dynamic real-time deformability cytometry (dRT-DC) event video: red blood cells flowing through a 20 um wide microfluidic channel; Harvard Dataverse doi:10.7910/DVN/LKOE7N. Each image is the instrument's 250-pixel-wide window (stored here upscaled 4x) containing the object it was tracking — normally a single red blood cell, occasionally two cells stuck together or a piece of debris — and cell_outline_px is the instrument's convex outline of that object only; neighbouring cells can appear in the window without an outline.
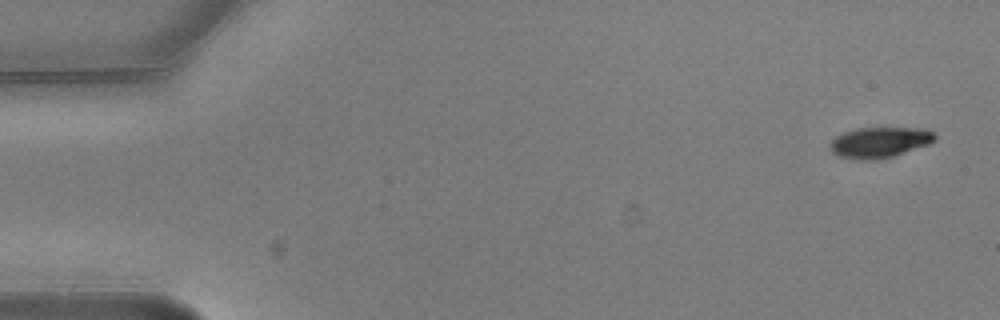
{"species": "common noctule bat (a hibernating species)", "species_latin": "Nyctalus noctula", "temperature_condition": "warm", "stored_images_in_passage": 5, "camera_frame_rate_fps": 3000, "um_per_image_px": 0.085, "animal": {"sex": "male", "body_mass_g": 20.5, "forearm_length_mm": 52.5}, "frame": {"image": 1, "passage_image": 1, "time_ms": 0.0, "image_size_px": [1000, 320], "cell_outline_px": [[936, 140], [928, 144], [892, 156], [872, 160], [860, 160], [840, 156], [832, 152], [828, 144], [836, 136], [844, 132], [856, 128], [928, 128], [936, 136]], "centroid_in_image_um": [74.75, 12.09], "position_along_channel_um": 10.2, "area_um2": 18.61}}
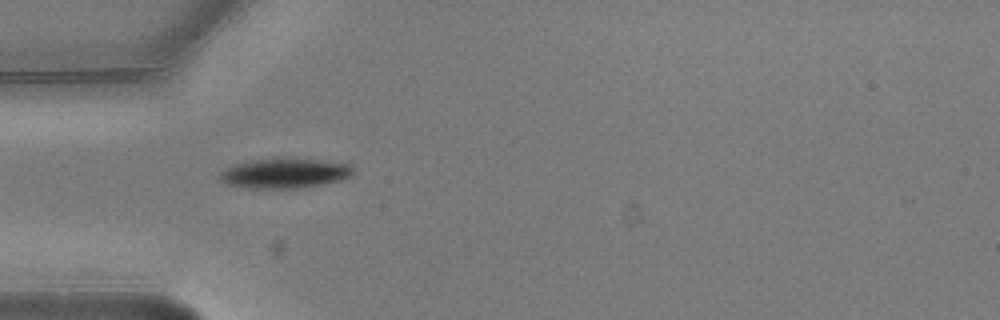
{"frame": {"image": 2, "passage_image": 5, "time_ms": 1.333, "image_size_px": [1000, 320], "cell_outline_px": [[356, 168], [352, 176], [340, 180], [308, 188], [248, 188], [224, 184], [220, 180], [220, 172], [224, 168], [248, 160], [276, 156], [284, 156], [324, 160], [352, 164]], "centroid_in_image_um": [24.24, 14.69], "position_along_channel_um": 60.8, "area_um2": 24.39}}